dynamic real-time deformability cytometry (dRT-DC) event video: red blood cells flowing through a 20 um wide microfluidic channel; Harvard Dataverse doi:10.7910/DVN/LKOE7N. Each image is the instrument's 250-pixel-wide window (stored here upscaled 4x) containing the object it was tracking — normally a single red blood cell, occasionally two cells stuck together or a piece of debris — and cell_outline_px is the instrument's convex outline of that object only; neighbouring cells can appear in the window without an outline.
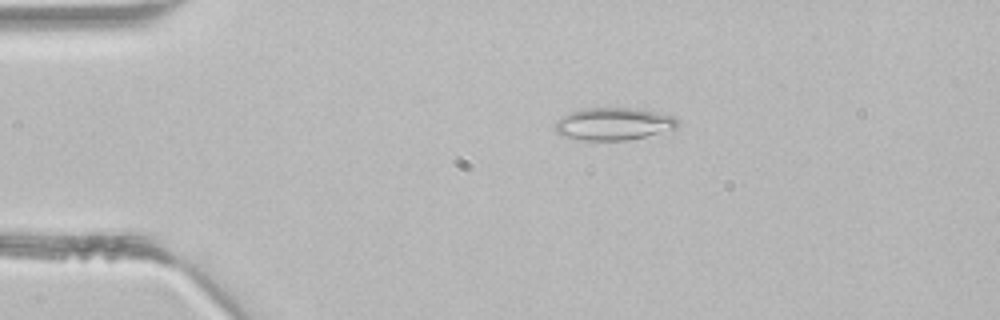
{"species": "common noctule bat (a hibernating species)", "species_latin": "Nyctalus noctula", "temperature_condition": "room temperature", "stored_images_in_passage": 3, "camera_frame_rate_fps": 3000, "um_per_image_px": 0.085, "animal": {"sex": "male", "body_mass_g": 21.5, "forearm_length_mm": 52.0}, "frame": {"image": 1, "passage_image": 2, "time_ms": 0.333, "image_size_px": [1000, 320], "cell_outline_px": [[676, 128], [644, 136], [624, 140], [584, 140], [560, 136], [556, 132], [556, 124], [560, 116], [568, 112], [584, 108], [632, 108], [656, 112], [672, 116], [676, 120]], "centroid_in_image_um": [52.06, 10.52], "position_along_channel_um": 32.9, "area_um2": 22.83}}